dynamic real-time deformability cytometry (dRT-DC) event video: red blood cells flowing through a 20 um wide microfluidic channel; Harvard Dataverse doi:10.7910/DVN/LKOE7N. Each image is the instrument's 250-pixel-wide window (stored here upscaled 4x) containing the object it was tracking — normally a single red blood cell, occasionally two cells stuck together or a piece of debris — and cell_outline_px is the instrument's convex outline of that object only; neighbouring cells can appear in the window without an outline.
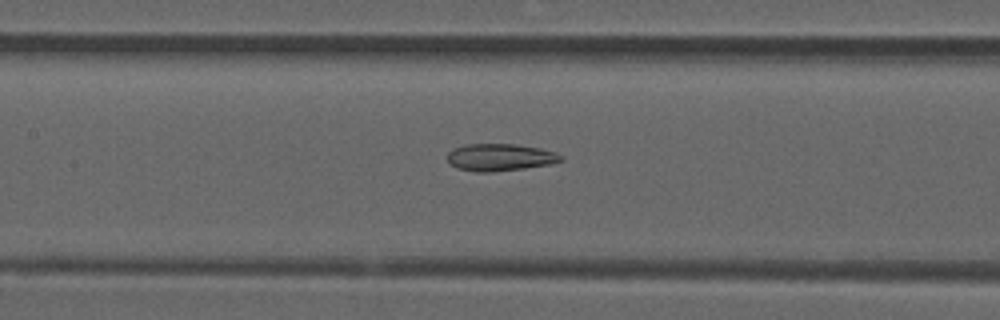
{"species": "common noctule bat (a hibernating species)", "species_latin": "Nyctalus noctula", "temperature_condition": "room temperature", "stored_images_in_passage": 51, "camera_frame_rate_fps": 3000, "um_per_image_px": 0.085, "animal": {"sex": "male", "forearm_length_mm": 52.5}, "frame": {"image": 1, "passage_image": 23, "time_ms": 7.333, "image_size_px": [1000, 320], "cell_outline_px": [[564, 160], [548, 164], [524, 168], [492, 172], [476, 172], [456, 168], [448, 160], [448, 152], [452, 148], [464, 144], [516, 144], [540, 148], [556, 152], [564, 156]], "centroid_in_image_um": [42.5, 13.36], "position_along_channel_um": 164.9, "area_um2": 18.09}}
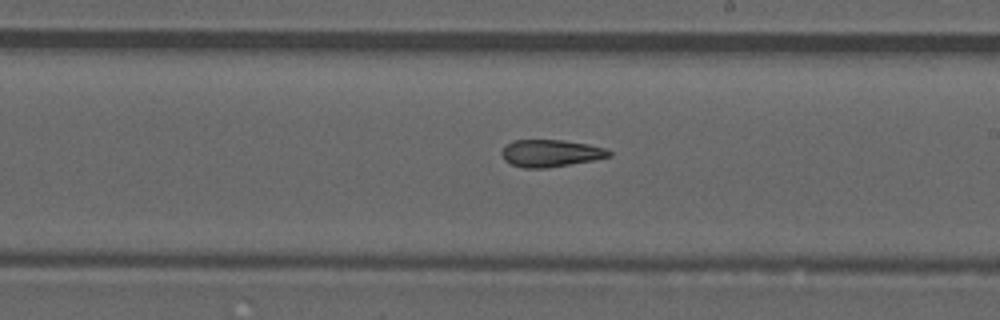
{"frame": {"image": 2, "passage_image": 29, "time_ms": 9.333, "image_size_px": [1000, 320], "cell_outline_px": [[612, 156], [592, 160], [544, 168], [524, 168], [512, 164], [504, 160], [500, 152], [512, 140], [564, 140], [588, 144], [608, 148], [612, 152]], "centroid_in_image_um": [46.82, 13.01], "position_along_channel_um": 242.2, "area_um2": 16.94}}
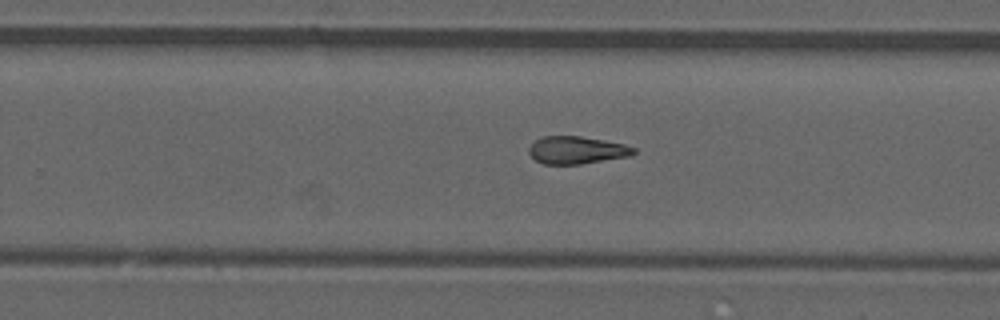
{"frame": {"image": 3, "passage_image": 32, "time_ms": 10.333, "image_size_px": [1000, 320], "cell_outline_px": [[636, 152], [632, 156], [580, 164], [544, 164], [536, 160], [528, 152], [528, 148], [540, 136], [580, 136], [604, 140], [624, 144], [636, 148]], "centroid_in_image_um": [49.04, 12.76], "position_along_channel_um": 280.8, "area_um2": 16.88}, "authors_computed_cell_mechanics": {"area_um2": 17.5712, "velocity_mm_per_s": 3.8799, "shape_relaxation_time_tau1_ms": null, "shape_relaxation_time_tau2_ms": 6.7213, "deformation_change_tau1": null, "deformation_change_tau2": 0.186}}